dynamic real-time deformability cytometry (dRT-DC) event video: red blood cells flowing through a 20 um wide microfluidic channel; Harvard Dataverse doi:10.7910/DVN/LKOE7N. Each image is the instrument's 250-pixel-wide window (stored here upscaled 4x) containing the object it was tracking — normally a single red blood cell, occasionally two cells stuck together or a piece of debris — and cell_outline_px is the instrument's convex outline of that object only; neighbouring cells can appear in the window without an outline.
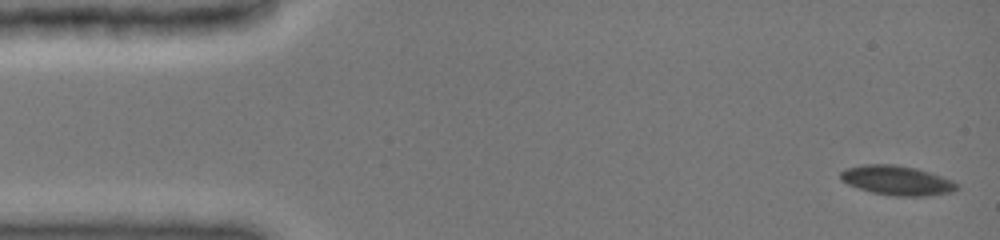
{"species": "common noctule bat (a hibernating species)", "species_latin": "Nyctalus noctula", "temperature_condition": "cold", "stored_images_in_passage": 39, "camera_frame_rate_fps": 3000, "um_per_image_px": 0.085, "animal": {"sex": "female", "body_mass_g": 19.0, "forearm_length_mm": 51.5}, "frame": {"image": 1, "passage_image": 1, "time_ms": 0.0, "image_size_px": [1000, 240], "cell_outline_px": [[960, 188], [952, 192], [928, 196], [896, 196], [872, 192], [848, 184], [840, 180], [840, 172], [848, 168], [864, 164], [896, 164], [916, 168], [952, 180], [960, 184]], "centroid_in_image_um": [76.28, 15.34], "position_along_channel_um": 8.7, "area_um2": 20.0}}
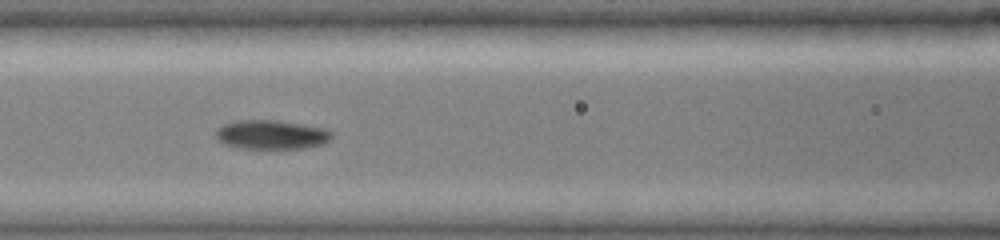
{"frame": {"image": 2, "passage_image": 24, "time_ms": 6.333, "image_size_px": [1000, 240], "cell_outline_px": [[332, 136], [328, 140], [320, 144], [308, 148], [260, 152], [240, 148], [224, 144], [216, 140], [216, 128], [224, 124], [240, 120], [276, 120], [328, 128], [332, 132]], "centroid_in_image_um": [23.05, 11.5], "position_along_channel_um": 143.6, "area_um2": 20.69}}
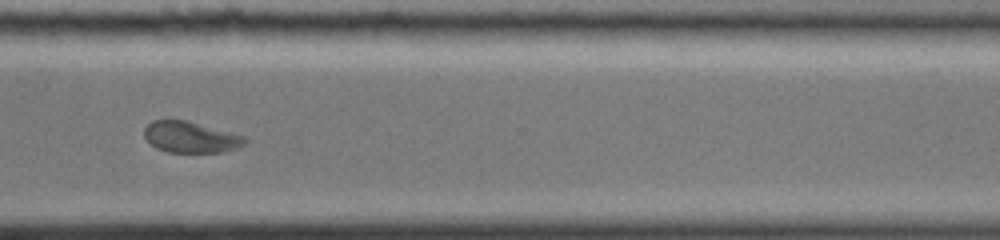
{"frame": {"image": 3, "passage_image": 38, "time_ms": 11.667, "image_size_px": [1000, 240], "cell_outline_px": [[248, 140], [244, 144], [236, 148], [220, 152], [168, 152], [156, 148], [144, 136], [144, 128], [152, 120], [184, 120], [248, 136]], "centroid_in_image_um": [16.23, 11.65], "position_along_channel_um": 354.4, "area_um2": 18.21}}